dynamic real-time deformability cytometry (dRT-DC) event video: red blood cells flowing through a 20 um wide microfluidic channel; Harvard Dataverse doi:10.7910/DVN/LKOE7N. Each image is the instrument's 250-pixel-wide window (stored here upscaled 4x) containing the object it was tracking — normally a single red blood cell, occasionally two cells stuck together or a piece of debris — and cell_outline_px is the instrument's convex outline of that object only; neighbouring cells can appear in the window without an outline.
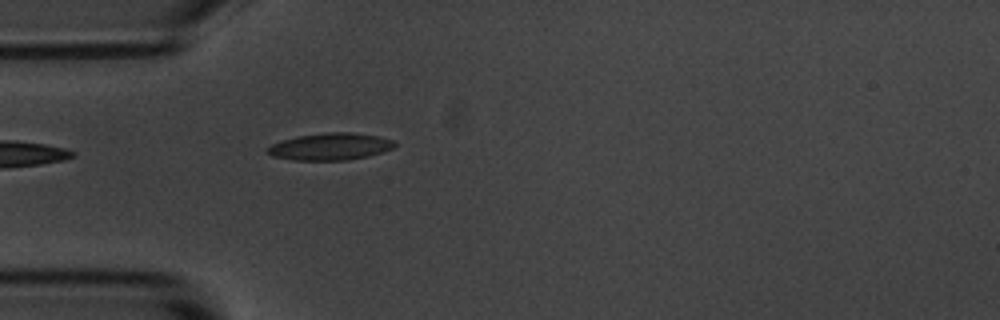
{"species": "common noctule bat (a hibernating species)", "species_latin": "Nyctalus noctula", "temperature_condition": "room temperature", "stored_images_in_passage": 1, "camera_frame_rate_fps": 3000, "um_per_image_px": 0.085, "animal": {"sex": "male", "body_mass_g": 20.1, "forearm_length_mm": 53.5}, "frame": {"image": 1, "passage_image": 1, "time_ms": 0.0, "image_size_px": [1000, 320], "cell_outline_px": [[396, 144], [392, 148], [384, 152], [368, 156], [348, 160], [292, 160], [272, 156], [264, 152], [264, 148], [280, 140], [296, 136], [328, 132], [352, 132], [376, 136], [392, 140]], "centroid_in_image_um": [28.0, 12.46], "position_along_channel_um": 57.0, "area_um2": 20.23}}